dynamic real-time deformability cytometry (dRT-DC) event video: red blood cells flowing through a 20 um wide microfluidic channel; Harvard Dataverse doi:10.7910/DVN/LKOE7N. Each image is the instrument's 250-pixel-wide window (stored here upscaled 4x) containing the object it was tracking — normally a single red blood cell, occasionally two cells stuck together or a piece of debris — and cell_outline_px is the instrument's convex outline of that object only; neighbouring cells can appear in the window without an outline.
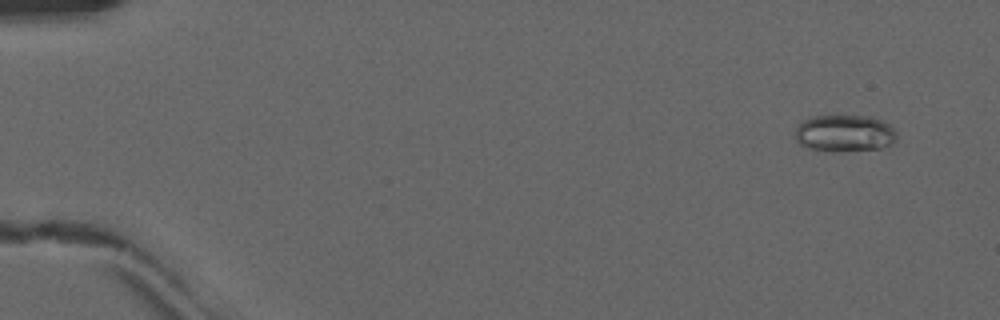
{"species": "common noctule bat (a hibernating species)", "species_latin": "Nyctalus noctula", "temperature_condition": "warm", "stored_images_in_passage": 51, "camera_frame_rate_fps": 3000, "um_per_image_px": 0.085, "animal": {"sex": "male", "forearm_length_mm": 52.5}, "frame": {"image": 1, "passage_image": 4, "time_ms": 1.0, "image_size_px": [1000, 320], "cell_outline_px": [[896, 140], [892, 144], [880, 148], [832, 152], [828, 152], [808, 148], [800, 144], [796, 140], [796, 128], [804, 120], [812, 116], [872, 116], [888, 124], [896, 132]], "centroid_in_image_um": [71.78, 11.34], "position_along_channel_um": 13.2, "area_um2": 21.85}}
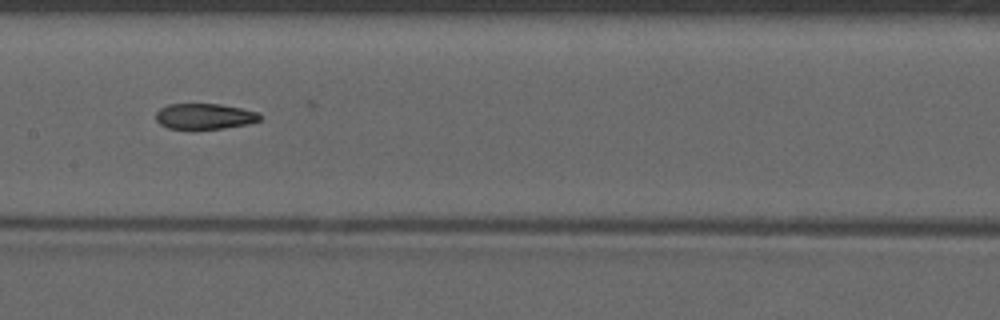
{"frame": {"image": 2, "passage_image": 27, "time_ms": 8.667, "image_size_px": [1000, 320], "cell_outline_px": [[260, 120], [248, 124], [224, 128], [168, 128], [160, 124], [156, 120], [156, 112], [160, 108], [168, 104], [220, 104], [260, 112]], "centroid_in_image_um": [17.39, 9.87], "position_along_channel_um": 190.0, "area_um2": 15.43}}
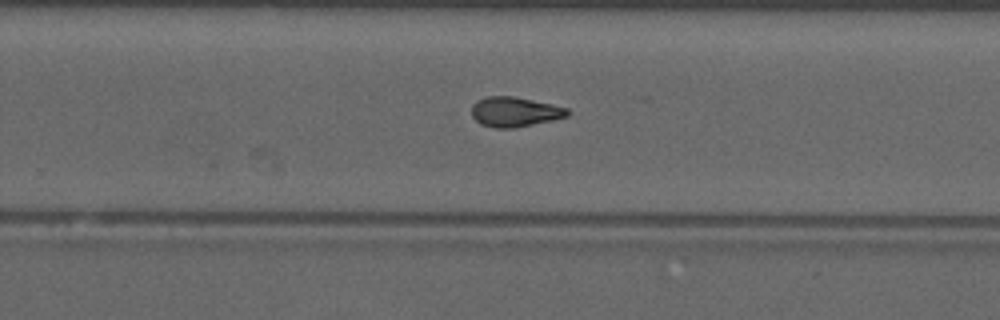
{"frame": {"image": 3, "passage_image": 34, "time_ms": 11.0, "image_size_px": [1000, 320], "cell_outline_px": [[568, 116], [552, 120], [512, 128], [496, 128], [480, 124], [472, 116], [472, 104], [476, 100], [488, 96], [512, 96], [552, 104], [568, 108]], "centroid_in_image_um": [43.72, 9.5], "position_along_channel_um": 286.1, "area_um2": 16.53}, "authors_computed_cell_mechanics": {"area_um2": 16.8776, "velocity_mm_per_s": 4.1305, "shape_relaxation_time_tau1_ms": null, "shape_relaxation_time_tau2_ms": 6.5935, "deformation_change_tau1": null, "deformation_change_tau2": 0.1079}}